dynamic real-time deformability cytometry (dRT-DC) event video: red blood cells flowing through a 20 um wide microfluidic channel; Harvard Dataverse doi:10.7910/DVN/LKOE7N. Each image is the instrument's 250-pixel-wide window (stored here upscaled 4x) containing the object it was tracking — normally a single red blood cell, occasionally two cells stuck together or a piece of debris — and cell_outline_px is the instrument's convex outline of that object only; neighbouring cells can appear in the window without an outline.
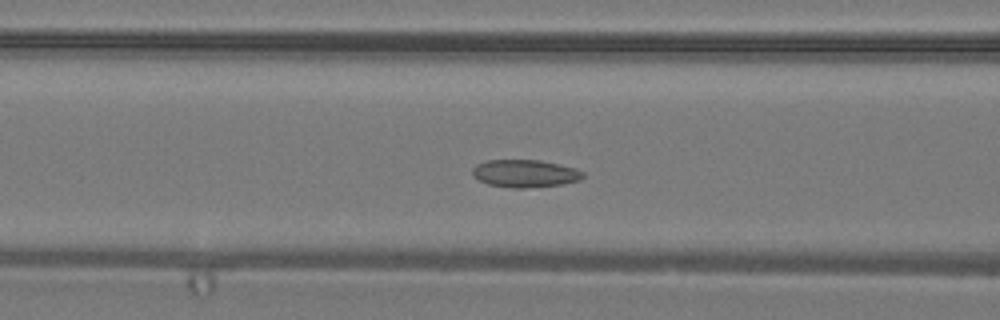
{"species": "common noctule bat (a hibernating species)", "species_latin": "Nyctalus noctula", "temperature_condition": "warm", "stored_images_in_passage": 38, "camera_frame_rate_fps": 3000, "um_per_image_px": 0.085, "animal": {"sex": "male", "body_mass_g": 19.2, "forearm_length_mm": 51.8}, "frame": {"image": 1, "passage_image": 14, "time_ms": 4.333, "image_size_px": [1000, 320], "cell_outline_px": [[584, 176], [580, 180], [564, 184], [524, 188], [512, 188], [488, 184], [472, 176], [472, 168], [476, 164], [484, 160], [540, 160], [560, 164], [576, 168], [584, 172]], "centroid_in_image_um": [44.62, 14.74], "position_along_channel_um": 122.0, "area_um2": 17.98}}
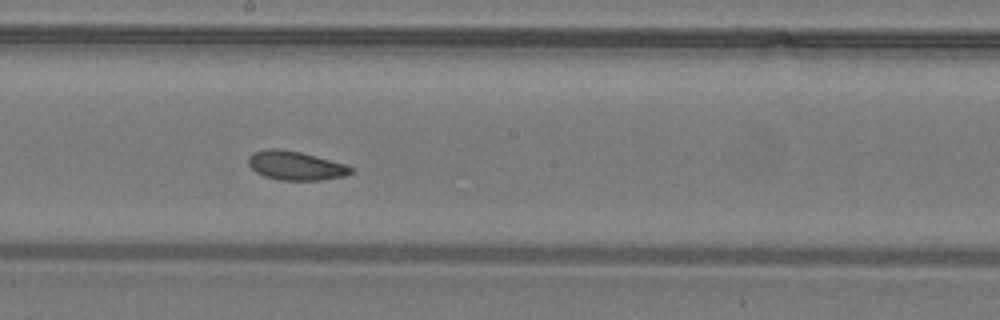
{"frame": {"image": 2, "passage_image": 20, "time_ms": 6.333, "image_size_px": [1000, 320], "cell_outline_px": [[352, 172], [344, 176], [320, 180], [280, 180], [264, 176], [256, 172], [248, 164], [248, 156], [252, 152], [268, 148], [276, 148], [300, 152], [348, 164], [352, 168]], "centroid_in_image_um": [25.11, 14.07], "position_along_channel_um": 223.1, "area_um2": 17.34}}
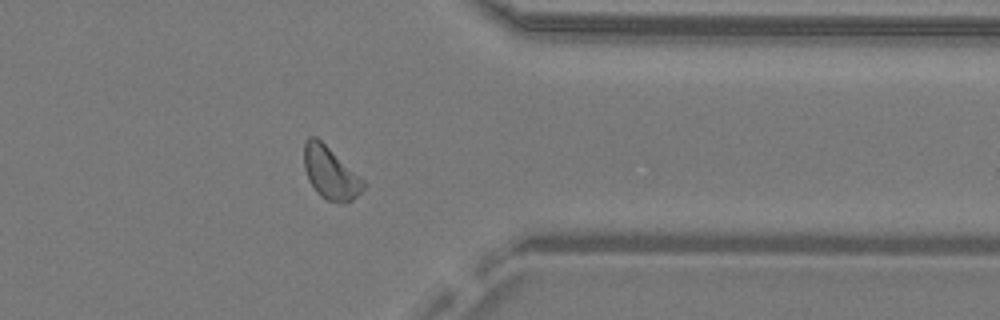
{"frame": {"image": 3, "passage_image": 30, "time_ms": 9.667, "image_size_px": [1000, 320], "cell_outline_px": [[368, 184], [352, 200], [344, 204], [328, 200], [320, 196], [316, 192], [308, 180], [304, 168], [304, 140], [308, 136], [316, 136], [364, 180]], "centroid_in_image_um": [28.07, 14.7], "position_along_channel_um": 383.3, "area_um2": 18.15}}